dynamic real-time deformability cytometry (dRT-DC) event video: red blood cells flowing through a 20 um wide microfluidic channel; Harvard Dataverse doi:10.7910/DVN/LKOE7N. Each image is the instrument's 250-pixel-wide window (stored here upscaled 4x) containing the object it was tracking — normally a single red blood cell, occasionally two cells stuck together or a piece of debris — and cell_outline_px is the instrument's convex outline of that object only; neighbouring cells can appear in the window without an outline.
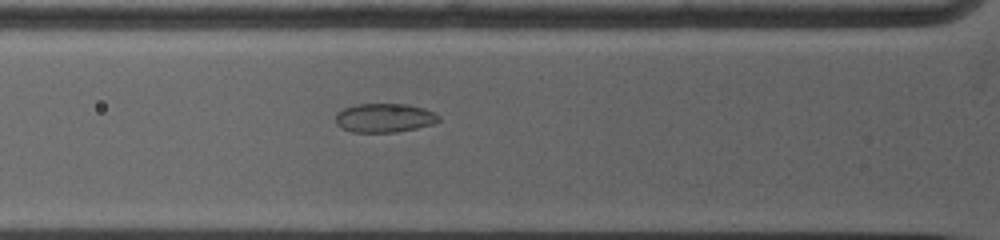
{"species": "common noctule bat (a hibernating species)", "species_latin": "Nyctalus noctula", "temperature_condition": "warm", "stored_images_in_passage": 5, "camera_frame_rate_fps": 5000, "um_per_image_px": 0.085, "animal": {"sex": "female", "body_mass_g": 19.0, "forearm_length_mm": 53.3}, "frame": {"image": 1, "passage_image": 3, "time_ms": 0.4, "image_size_px": [1000, 240], "cell_outline_px": [[440, 120], [432, 124], [416, 128], [396, 132], [352, 132], [336, 124], [336, 116], [344, 108], [356, 104], [408, 104], [424, 108], [440, 116]], "centroid_in_image_um": [32.7, 10.01], "position_along_channel_um": 93.1, "area_um2": 17.22}}